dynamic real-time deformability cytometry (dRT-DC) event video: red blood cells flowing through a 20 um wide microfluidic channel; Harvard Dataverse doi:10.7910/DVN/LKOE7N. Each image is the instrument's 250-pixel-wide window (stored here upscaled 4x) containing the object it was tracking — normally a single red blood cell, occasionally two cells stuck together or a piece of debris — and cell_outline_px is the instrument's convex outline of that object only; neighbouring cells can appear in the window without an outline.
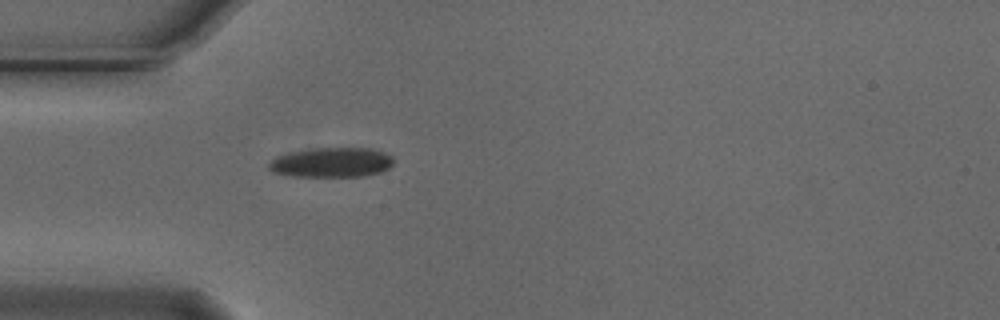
{"species": "Egyptian fruit bat (a non-hibernating species)", "species_latin": "Rousettus aegyptiacus", "temperature_condition": "cold", "stored_images_in_passage": 21, "camera_frame_rate_fps": 3000, "um_per_image_px": 0.085, "animal": {"sex": "male"}, "frame": {"image": 1, "passage_image": 1, "time_ms": 0.0, "image_size_px": [1000, 320], "cell_outline_px": [[392, 164], [388, 168], [380, 172], [364, 176], [292, 176], [272, 172], [268, 168], [268, 164], [272, 160], [280, 156], [292, 152], [316, 148], [372, 148], [384, 152], [392, 156]], "centroid_in_image_um": [28.21, 13.81], "position_along_channel_um": 56.8, "area_um2": 21.39}}
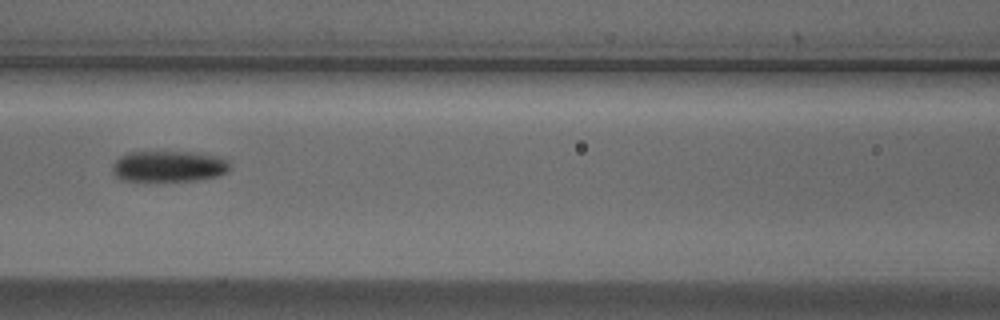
{"frame": {"image": 2, "passage_image": 9, "time_ms": 2.667, "image_size_px": [1000, 320], "cell_outline_px": [[232, 168], [228, 172], [216, 176], [196, 180], [120, 180], [112, 172], [112, 164], [120, 156], [128, 152], [188, 152], [216, 156], [228, 160]], "centroid_in_image_um": [14.34, 14.13], "position_along_channel_um": 152.3, "area_um2": 21.1}}
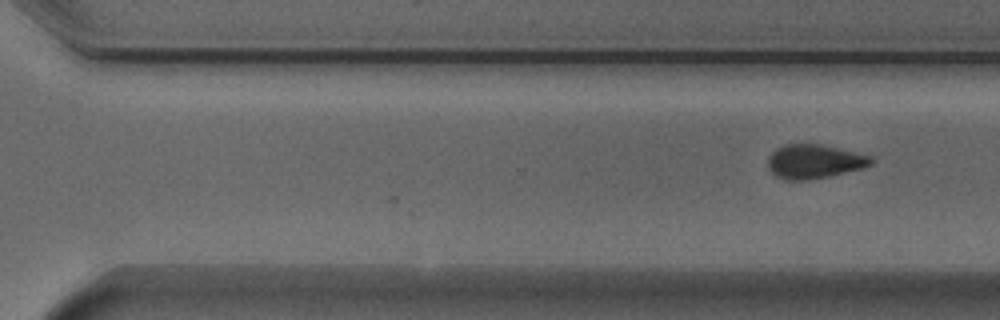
{"frame": {"image": 3, "passage_image": 21, "time_ms": 6.667, "image_size_px": [1000, 320], "cell_outline_px": [[876, 160], [872, 164], [864, 168], [828, 176], [808, 180], [784, 180], [776, 176], [768, 168], [768, 156], [776, 148], [784, 144], [820, 144], [872, 156]], "centroid_in_image_um": [69.22, 13.73], "position_along_channel_um": 301.4, "area_um2": 20.58}}